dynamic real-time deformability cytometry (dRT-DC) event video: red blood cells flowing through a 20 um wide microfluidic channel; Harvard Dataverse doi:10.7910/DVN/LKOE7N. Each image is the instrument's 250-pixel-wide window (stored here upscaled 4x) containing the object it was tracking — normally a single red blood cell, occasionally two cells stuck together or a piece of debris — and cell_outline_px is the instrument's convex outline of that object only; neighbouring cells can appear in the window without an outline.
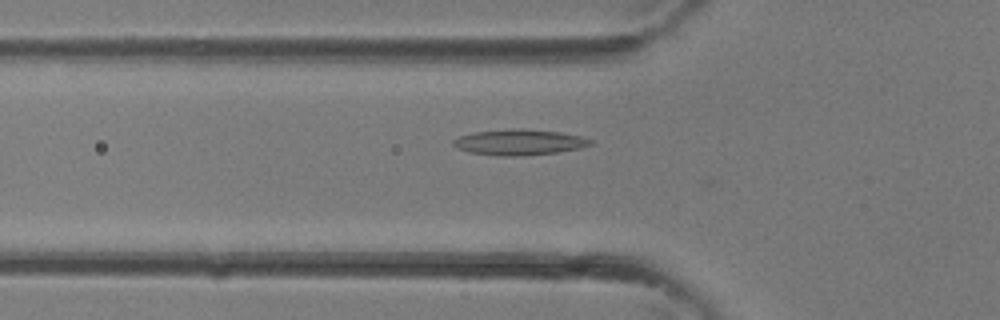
{"species": "common noctule bat (a hibernating species)", "species_latin": "Nyctalus noctula", "temperature_condition": "room temperature", "stored_images_in_passage": 36, "camera_frame_rate_fps": 3000, "um_per_image_px": 0.085, "animal": {"sex": "female"}, "frame": {"image": 1, "passage_image": 13, "time_ms": 4.0, "image_size_px": [1000, 320], "cell_outline_px": [[580, 144], [572, 148], [548, 152], [480, 152], [464, 148], [468, 136], [484, 132], [548, 132], [568, 136]], "centroid_in_image_um": [44.12, 12.08], "position_along_channel_um": 81.7, "area_um2": 14.33}}
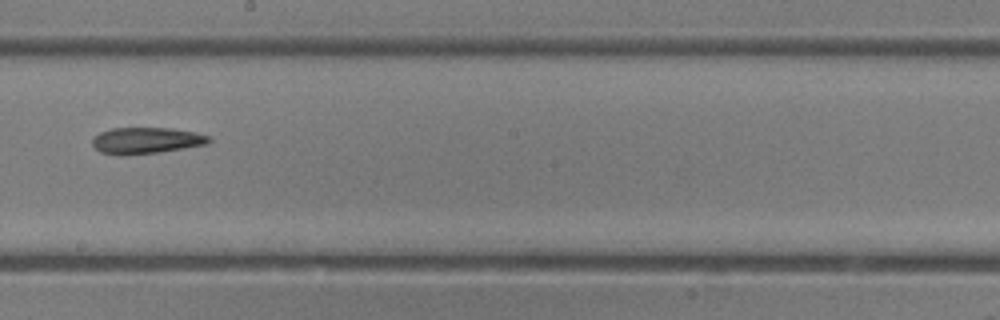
{"frame": {"image": 2, "passage_image": 21, "time_ms": 6.667, "image_size_px": [1000, 320], "cell_outline_px": [[208, 140], [196, 144], [176, 148], [148, 152], [104, 152], [96, 148], [96, 136], [104, 132], [120, 128], [156, 128], [188, 132], [204, 136]], "centroid_in_image_um": [12.33, 11.9], "position_along_channel_um": 235.9, "area_um2": 15.14}}
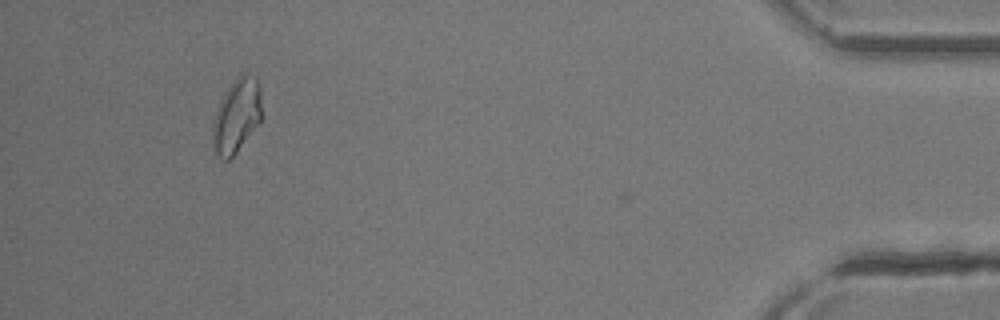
{"frame": {"image": 3, "passage_image": 34, "time_ms": 11.0, "image_size_px": [1000, 320], "cell_outline_px": [[260, 120], [232, 156], [228, 156], [216, 144], [216, 136], [220, 116], [232, 92], [240, 84], [256, 92], [260, 108]], "centroid_in_image_um": [20.21, 10.16], "position_along_channel_um": 415.0, "area_um2": 14.62}}